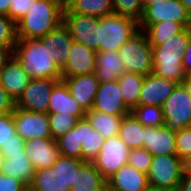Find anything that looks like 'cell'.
<instances>
[{
	"mask_svg": "<svg viewBox=\"0 0 191 191\" xmlns=\"http://www.w3.org/2000/svg\"><path fill=\"white\" fill-rule=\"evenodd\" d=\"M13 56L30 80L62 78V71L54 62L55 55L47 47H43L40 39L18 40L13 49Z\"/></svg>",
	"mask_w": 191,
	"mask_h": 191,
	"instance_id": "obj_1",
	"label": "cell"
},
{
	"mask_svg": "<svg viewBox=\"0 0 191 191\" xmlns=\"http://www.w3.org/2000/svg\"><path fill=\"white\" fill-rule=\"evenodd\" d=\"M191 36V27L175 34L161 45H151L153 50V70L156 76L172 80L178 84L186 77L183 68V54Z\"/></svg>",
	"mask_w": 191,
	"mask_h": 191,
	"instance_id": "obj_2",
	"label": "cell"
},
{
	"mask_svg": "<svg viewBox=\"0 0 191 191\" xmlns=\"http://www.w3.org/2000/svg\"><path fill=\"white\" fill-rule=\"evenodd\" d=\"M64 6L57 0H37L17 23V38L39 39L63 22Z\"/></svg>",
	"mask_w": 191,
	"mask_h": 191,
	"instance_id": "obj_3",
	"label": "cell"
},
{
	"mask_svg": "<svg viewBox=\"0 0 191 191\" xmlns=\"http://www.w3.org/2000/svg\"><path fill=\"white\" fill-rule=\"evenodd\" d=\"M84 162L79 158L60 155L52 167L34 170L29 191H46L52 188L56 191H71L77 170Z\"/></svg>",
	"mask_w": 191,
	"mask_h": 191,
	"instance_id": "obj_4",
	"label": "cell"
},
{
	"mask_svg": "<svg viewBox=\"0 0 191 191\" xmlns=\"http://www.w3.org/2000/svg\"><path fill=\"white\" fill-rule=\"evenodd\" d=\"M99 27V51L111 53L140 31L138 22L115 13L99 18Z\"/></svg>",
	"mask_w": 191,
	"mask_h": 191,
	"instance_id": "obj_5",
	"label": "cell"
},
{
	"mask_svg": "<svg viewBox=\"0 0 191 191\" xmlns=\"http://www.w3.org/2000/svg\"><path fill=\"white\" fill-rule=\"evenodd\" d=\"M126 71L146 76L153 70V50L144 31L140 30L119 49Z\"/></svg>",
	"mask_w": 191,
	"mask_h": 191,
	"instance_id": "obj_6",
	"label": "cell"
},
{
	"mask_svg": "<svg viewBox=\"0 0 191 191\" xmlns=\"http://www.w3.org/2000/svg\"><path fill=\"white\" fill-rule=\"evenodd\" d=\"M147 177L151 186L177 191L183 177L182 159L178 155L153 156Z\"/></svg>",
	"mask_w": 191,
	"mask_h": 191,
	"instance_id": "obj_7",
	"label": "cell"
},
{
	"mask_svg": "<svg viewBox=\"0 0 191 191\" xmlns=\"http://www.w3.org/2000/svg\"><path fill=\"white\" fill-rule=\"evenodd\" d=\"M165 21L180 22L185 28L191 27V14L180 0L160 1L144 6L139 27L144 31L151 24Z\"/></svg>",
	"mask_w": 191,
	"mask_h": 191,
	"instance_id": "obj_8",
	"label": "cell"
},
{
	"mask_svg": "<svg viewBox=\"0 0 191 191\" xmlns=\"http://www.w3.org/2000/svg\"><path fill=\"white\" fill-rule=\"evenodd\" d=\"M164 125L173 132L188 127L191 122V97L182 83L177 84L162 105Z\"/></svg>",
	"mask_w": 191,
	"mask_h": 191,
	"instance_id": "obj_9",
	"label": "cell"
},
{
	"mask_svg": "<svg viewBox=\"0 0 191 191\" xmlns=\"http://www.w3.org/2000/svg\"><path fill=\"white\" fill-rule=\"evenodd\" d=\"M129 151V147L119 136L107 138L92 162L103 177L108 180L123 165L128 163Z\"/></svg>",
	"mask_w": 191,
	"mask_h": 191,
	"instance_id": "obj_10",
	"label": "cell"
},
{
	"mask_svg": "<svg viewBox=\"0 0 191 191\" xmlns=\"http://www.w3.org/2000/svg\"><path fill=\"white\" fill-rule=\"evenodd\" d=\"M61 79L30 80L16 100V108L29 112L48 113L49 99L55 84Z\"/></svg>",
	"mask_w": 191,
	"mask_h": 191,
	"instance_id": "obj_11",
	"label": "cell"
},
{
	"mask_svg": "<svg viewBox=\"0 0 191 191\" xmlns=\"http://www.w3.org/2000/svg\"><path fill=\"white\" fill-rule=\"evenodd\" d=\"M63 23L75 42L99 51V18L75 13H63Z\"/></svg>",
	"mask_w": 191,
	"mask_h": 191,
	"instance_id": "obj_12",
	"label": "cell"
},
{
	"mask_svg": "<svg viewBox=\"0 0 191 191\" xmlns=\"http://www.w3.org/2000/svg\"><path fill=\"white\" fill-rule=\"evenodd\" d=\"M16 132L25 140L52 138L48 113L29 112L15 108L13 111Z\"/></svg>",
	"mask_w": 191,
	"mask_h": 191,
	"instance_id": "obj_13",
	"label": "cell"
},
{
	"mask_svg": "<svg viewBox=\"0 0 191 191\" xmlns=\"http://www.w3.org/2000/svg\"><path fill=\"white\" fill-rule=\"evenodd\" d=\"M92 109L111 115H127L131 112L124 103L118 80L99 84Z\"/></svg>",
	"mask_w": 191,
	"mask_h": 191,
	"instance_id": "obj_14",
	"label": "cell"
},
{
	"mask_svg": "<svg viewBox=\"0 0 191 191\" xmlns=\"http://www.w3.org/2000/svg\"><path fill=\"white\" fill-rule=\"evenodd\" d=\"M67 85L73 99L86 113L93 107L100 81L95 72L74 77L61 78Z\"/></svg>",
	"mask_w": 191,
	"mask_h": 191,
	"instance_id": "obj_15",
	"label": "cell"
},
{
	"mask_svg": "<svg viewBox=\"0 0 191 191\" xmlns=\"http://www.w3.org/2000/svg\"><path fill=\"white\" fill-rule=\"evenodd\" d=\"M177 84L172 80L156 76L153 73L147 74L143 79L138 106L150 105L162 107Z\"/></svg>",
	"mask_w": 191,
	"mask_h": 191,
	"instance_id": "obj_16",
	"label": "cell"
},
{
	"mask_svg": "<svg viewBox=\"0 0 191 191\" xmlns=\"http://www.w3.org/2000/svg\"><path fill=\"white\" fill-rule=\"evenodd\" d=\"M25 149L34 170L52 167L60 156L57 141L53 138H34L25 141Z\"/></svg>",
	"mask_w": 191,
	"mask_h": 191,
	"instance_id": "obj_17",
	"label": "cell"
},
{
	"mask_svg": "<svg viewBox=\"0 0 191 191\" xmlns=\"http://www.w3.org/2000/svg\"><path fill=\"white\" fill-rule=\"evenodd\" d=\"M39 39L42 41L43 47H47L55 55L54 62L62 71L67 65L74 42L68 28L62 22L57 28L49 31L44 37Z\"/></svg>",
	"mask_w": 191,
	"mask_h": 191,
	"instance_id": "obj_18",
	"label": "cell"
},
{
	"mask_svg": "<svg viewBox=\"0 0 191 191\" xmlns=\"http://www.w3.org/2000/svg\"><path fill=\"white\" fill-rule=\"evenodd\" d=\"M67 65L62 70V78L90 74L96 69V51L87 46L73 42Z\"/></svg>",
	"mask_w": 191,
	"mask_h": 191,
	"instance_id": "obj_19",
	"label": "cell"
},
{
	"mask_svg": "<svg viewBox=\"0 0 191 191\" xmlns=\"http://www.w3.org/2000/svg\"><path fill=\"white\" fill-rule=\"evenodd\" d=\"M175 140L176 132L171 131L165 125L157 128L145 126L143 148L153 156L177 155Z\"/></svg>",
	"mask_w": 191,
	"mask_h": 191,
	"instance_id": "obj_20",
	"label": "cell"
},
{
	"mask_svg": "<svg viewBox=\"0 0 191 191\" xmlns=\"http://www.w3.org/2000/svg\"><path fill=\"white\" fill-rule=\"evenodd\" d=\"M148 185L147 174L127 163L107 180V191H142Z\"/></svg>",
	"mask_w": 191,
	"mask_h": 191,
	"instance_id": "obj_21",
	"label": "cell"
},
{
	"mask_svg": "<svg viewBox=\"0 0 191 191\" xmlns=\"http://www.w3.org/2000/svg\"><path fill=\"white\" fill-rule=\"evenodd\" d=\"M30 78L13 56L0 71V85L16 101L28 86Z\"/></svg>",
	"mask_w": 191,
	"mask_h": 191,
	"instance_id": "obj_22",
	"label": "cell"
},
{
	"mask_svg": "<svg viewBox=\"0 0 191 191\" xmlns=\"http://www.w3.org/2000/svg\"><path fill=\"white\" fill-rule=\"evenodd\" d=\"M48 112H62L63 114L76 116L78 119L84 118L86 114L77 101L72 98L63 80H59L52 90Z\"/></svg>",
	"mask_w": 191,
	"mask_h": 191,
	"instance_id": "obj_23",
	"label": "cell"
},
{
	"mask_svg": "<svg viewBox=\"0 0 191 191\" xmlns=\"http://www.w3.org/2000/svg\"><path fill=\"white\" fill-rule=\"evenodd\" d=\"M126 69L118 51H96L95 74L100 83L118 80Z\"/></svg>",
	"mask_w": 191,
	"mask_h": 191,
	"instance_id": "obj_24",
	"label": "cell"
},
{
	"mask_svg": "<svg viewBox=\"0 0 191 191\" xmlns=\"http://www.w3.org/2000/svg\"><path fill=\"white\" fill-rule=\"evenodd\" d=\"M71 191H107V180L93 162L85 161L77 170Z\"/></svg>",
	"mask_w": 191,
	"mask_h": 191,
	"instance_id": "obj_25",
	"label": "cell"
},
{
	"mask_svg": "<svg viewBox=\"0 0 191 191\" xmlns=\"http://www.w3.org/2000/svg\"><path fill=\"white\" fill-rule=\"evenodd\" d=\"M79 137L82 142L81 159L92 162L100 152L105 138L94 130L86 117L79 119Z\"/></svg>",
	"mask_w": 191,
	"mask_h": 191,
	"instance_id": "obj_26",
	"label": "cell"
},
{
	"mask_svg": "<svg viewBox=\"0 0 191 191\" xmlns=\"http://www.w3.org/2000/svg\"><path fill=\"white\" fill-rule=\"evenodd\" d=\"M1 172L6 176L22 181L28 187L31 185L34 177V168L26 155V151L22 154L7 155Z\"/></svg>",
	"mask_w": 191,
	"mask_h": 191,
	"instance_id": "obj_27",
	"label": "cell"
},
{
	"mask_svg": "<svg viewBox=\"0 0 191 191\" xmlns=\"http://www.w3.org/2000/svg\"><path fill=\"white\" fill-rule=\"evenodd\" d=\"M63 13H75L102 18L114 13L111 0H70Z\"/></svg>",
	"mask_w": 191,
	"mask_h": 191,
	"instance_id": "obj_28",
	"label": "cell"
},
{
	"mask_svg": "<svg viewBox=\"0 0 191 191\" xmlns=\"http://www.w3.org/2000/svg\"><path fill=\"white\" fill-rule=\"evenodd\" d=\"M124 116L106 114L94 109L85 114L94 130L100 132L105 139L119 135L120 124Z\"/></svg>",
	"mask_w": 191,
	"mask_h": 191,
	"instance_id": "obj_29",
	"label": "cell"
},
{
	"mask_svg": "<svg viewBox=\"0 0 191 191\" xmlns=\"http://www.w3.org/2000/svg\"><path fill=\"white\" fill-rule=\"evenodd\" d=\"M118 136L130 150L143 148L145 126L130 112L123 117Z\"/></svg>",
	"mask_w": 191,
	"mask_h": 191,
	"instance_id": "obj_30",
	"label": "cell"
},
{
	"mask_svg": "<svg viewBox=\"0 0 191 191\" xmlns=\"http://www.w3.org/2000/svg\"><path fill=\"white\" fill-rule=\"evenodd\" d=\"M143 79V75L130 71H125L118 79L124 103L130 110L138 106Z\"/></svg>",
	"mask_w": 191,
	"mask_h": 191,
	"instance_id": "obj_31",
	"label": "cell"
},
{
	"mask_svg": "<svg viewBox=\"0 0 191 191\" xmlns=\"http://www.w3.org/2000/svg\"><path fill=\"white\" fill-rule=\"evenodd\" d=\"M184 29L180 22L165 21L149 25L144 32L150 45H161Z\"/></svg>",
	"mask_w": 191,
	"mask_h": 191,
	"instance_id": "obj_32",
	"label": "cell"
},
{
	"mask_svg": "<svg viewBox=\"0 0 191 191\" xmlns=\"http://www.w3.org/2000/svg\"><path fill=\"white\" fill-rule=\"evenodd\" d=\"M60 155L81 159L82 142L79 137V121L76 126L56 139Z\"/></svg>",
	"mask_w": 191,
	"mask_h": 191,
	"instance_id": "obj_33",
	"label": "cell"
},
{
	"mask_svg": "<svg viewBox=\"0 0 191 191\" xmlns=\"http://www.w3.org/2000/svg\"><path fill=\"white\" fill-rule=\"evenodd\" d=\"M134 117L146 127H161L165 123L164 113L160 106L142 105L131 110Z\"/></svg>",
	"mask_w": 191,
	"mask_h": 191,
	"instance_id": "obj_34",
	"label": "cell"
},
{
	"mask_svg": "<svg viewBox=\"0 0 191 191\" xmlns=\"http://www.w3.org/2000/svg\"><path fill=\"white\" fill-rule=\"evenodd\" d=\"M51 137L56 140L76 126L79 119L62 112H48Z\"/></svg>",
	"mask_w": 191,
	"mask_h": 191,
	"instance_id": "obj_35",
	"label": "cell"
},
{
	"mask_svg": "<svg viewBox=\"0 0 191 191\" xmlns=\"http://www.w3.org/2000/svg\"><path fill=\"white\" fill-rule=\"evenodd\" d=\"M113 11L116 15L140 22L144 4L142 0H111Z\"/></svg>",
	"mask_w": 191,
	"mask_h": 191,
	"instance_id": "obj_36",
	"label": "cell"
},
{
	"mask_svg": "<svg viewBox=\"0 0 191 191\" xmlns=\"http://www.w3.org/2000/svg\"><path fill=\"white\" fill-rule=\"evenodd\" d=\"M25 141L17 132L13 113L0 114V150L11 142Z\"/></svg>",
	"mask_w": 191,
	"mask_h": 191,
	"instance_id": "obj_37",
	"label": "cell"
},
{
	"mask_svg": "<svg viewBox=\"0 0 191 191\" xmlns=\"http://www.w3.org/2000/svg\"><path fill=\"white\" fill-rule=\"evenodd\" d=\"M17 41L16 23L9 17L0 14V46L15 47Z\"/></svg>",
	"mask_w": 191,
	"mask_h": 191,
	"instance_id": "obj_38",
	"label": "cell"
},
{
	"mask_svg": "<svg viewBox=\"0 0 191 191\" xmlns=\"http://www.w3.org/2000/svg\"><path fill=\"white\" fill-rule=\"evenodd\" d=\"M153 155L144 148L129 151L128 164L147 174Z\"/></svg>",
	"mask_w": 191,
	"mask_h": 191,
	"instance_id": "obj_39",
	"label": "cell"
},
{
	"mask_svg": "<svg viewBox=\"0 0 191 191\" xmlns=\"http://www.w3.org/2000/svg\"><path fill=\"white\" fill-rule=\"evenodd\" d=\"M175 144L177 155L181 159L191 155V130L189 127H185L179 132H176Z\"/></svg>",
	"mask_w": 191,
	"mask_h": 191,
	"instance_id": "obj_40",
	"label": "cell"
},
{
	"mask_svg": "<svg viewBox=\"0 0 191 191\" xmlns=\"http://www.w3.org/2000/svg\"><path fill=\"white\" fill-rule=\"evenodd\" d=\"M37 0H12L8 11V17L17 23L30 11L32 4Z\"/></svg>",
	"mask_w": 191,
	"mask_h": 191,
	"instance_id": "obj_41",
	"label": "cell"
},
{
	"mask_svg": "<svg viewBox=\"0 0 191 191\" xmlns=\"http://www.w3.org/2000/svg\"><path fill=\"white\" fill-rule=\"evenodd\" d=\"M29 187L22 181L4 175L0 171V191H28Z\"/></svg>",
	"mask_w": 191,
	"mask_h": 191,
	"instance_id": "obj_42",
	"label": "cell"
},
{
	"mask_svg": "<svg viewBox=\"0 0 191 191\" xmlns=\"http://www.w3.org/2000/svg\"><path fill=\"white\" fill-rule=\"evenodd\" d=\"M16 108V101L0 85V114L13 113Z\"/></svg>",
	"mask_w": 191,
	"mask_h": 191,
	"instance_id": "obj_43",
	"label": "cell"
},
{
	"mask_svg": "<svg viewBox=\"0 0 191 191\" xmlns=\"http://www.w3.org/2000/svg\"><path fill=\"white\" fill-rule=\"evenodd\" d=\"M1 151L4 155V158L7 155L22 154L26 151L25 141L11 142L10 144L3 145Z\"/></svg>",
	"mask_w": 191,
	"mask_h": 191,
	"instance_id": "obj_44",
	"label": "cell"
},
{
	"mask_svg": "<svg viewBox=\"0 0 191 191\" xmlns=\"http://www.w3.org/2000/svg\"><path fill=\"white\" fill-rule=\"evenodd\" d=\"M183 68H184V72L186 73V75H190L191 74V36L188 40V45L187 48L183 54Z\"/></svg>",
	"mask_w": 191,
	"mask_h": 191,
	"instance_id": "obj_45",
	"label": "cell"
},
{
	"mask_svg": "<svg viewBox=\"0 0 191 191\" xmlns=\"http://www.w3.org/2000/svg\"><path fill=\"white\" fill-rule=\"evenodd\" d=\"M14 47H2L0 46V71L7 64V62L13 57Z\"/></svg>",
	"mask_w": 191,
	"mask_h": 191,
	"instance_id": "obj_46",
	"label": "cell"
},
{
	"mask_svg": "<svg viewBox=\"0 0 191 191\" xmlns=\"http://www.w3.org/2000/svg\"><path fill=\"white\" fill-rule=\"evenodd\" d=\"M177 191H191V175H183Z\"/></svg>",
	"mask_w": 191,
	"mask_h": 191,
	"instance_id": "obj_47",
	"label": "cell"
},
{
	"mask_svg": "<svg viewBox=\"0 0 191 191\" xmlns=\"http://www.w3.org/2000/svg\"><path fill=\"white\" fill-rule=\"evenodd\" d=\"M183 175H191V155L182 159Z\"/></svg>",
	"mask_w": 191,
	"mask_h": 191,
	"instance_id": "obj_48",
	"label": "cell"
},
{
	"mask_svg": "<svg viewBox=\"0 0 191 191\" xmlns=\"http://www.w3.org/2000/svg\"><path fill=\"white\" fill-rule=\"evenodd\" d=\"M12 0H0V14L8 17V11Z\"/></svg>",
	"mask_w": 191,
	"mask_h": 191,
	"instance_id": "obj_49",
	"label": "cell"
},
{
	"mask_svg": "<svg viewBox=\"0 0 191 191\" xmlns=\"http://www.w3.org/2000/svg\"><path fill=\"white\" fill-rule=\"evenodd\" d=\"M182 84L187 90L188 95L191 97V74L186 75V77L182 80Z\"/></svg>",
	"mask_w": 191,
	"mask_h": 191,
	"instance_id": "obj_50",
	"label": "cell"
},
{
	"mask_svg": "<svg viewBox=\"0 0 191 191\" xmlns=\"http://www.w3.org/2000/svg\"><path fill=\"white\" fill-rule=\"evenodd\" d=\"M142 191H170V190L148 185V186H147L144 190H142Z\"/></svg>",
	"mask_w": 191,
	"mask_h": 191,
	"instance_id": "obj_51",
	"label": "cell"
},
{
	"mask_svg": "<svg viewBox=\"0 0 191 191\" xmlns=\"http://www.w3.org/2000/svg\"><path fill=\"white\" fill-rule=\"evenodd\" d=\"M191 14V0H180Z\"/></svg>",
	"mask_w": 191,
	"mask_h": 191,
	"instance_id": "obj_52",
	"label": "cell"
},
{
	"mask_svg": "<svg viewBox=\"0 0 191 191\" xmlns=\"http://www.w3.org/2000/svg\"><path fill=\"white\" fill-rule=\"evenodd\" d=\"M143 1V4L144 6L145 5H153V4H156V2H160V1H165V0H142Z\"/></svg>",
	"mask_w": 191,
	"mask_h": 191,
	"instance_id": "obj_53",
	"label": "cell"
},
{
	"mask_svg": "<svg viewBox=\"0 0 191 191\" xmlns=\"http://www.w3.org/2000/svg\"><path fill=\"white\" fill-rule=\"evenodd\" d=\"M4 160H5L4 155H3L2 151L0 150V171L2 169V165L4 163Z\"/></svg>",
	"mask_w": 191,
	"mask_h": 191,
	"instance_id": "obj_54",
	"label": "cell"
},
{
	"mask_svg": "<svg viewBox=\"0 0 191 191\" xmlns=\"http://www.w3.org/2000/svg\"><path fill=\"white\" fill-rule=\"evenodd\" d=\"M57 1H59L65 7L70 0H57Z\"/></svg>",
	"mask_w": 191,
	"mask_h": 191,
	"instance_id": "obj_55",
	"label": "cell"
},
{
	"mask_svg": "<svg viewBox=\"0 0 191 191\" xmlns=\"http://www.w3.org/2000/svg\"><path fill=\"white\" fill-rule=\"evenodd\" d=\"M46 191H56V190H55V188H52V190H46ZM58 191H65V190L60 189Z\"/></svg>",
	"mask_w": 191,
	"mask_h": 191,
	"instance_id": "obj_56",
	"label": "cell"
}]
</instances>
